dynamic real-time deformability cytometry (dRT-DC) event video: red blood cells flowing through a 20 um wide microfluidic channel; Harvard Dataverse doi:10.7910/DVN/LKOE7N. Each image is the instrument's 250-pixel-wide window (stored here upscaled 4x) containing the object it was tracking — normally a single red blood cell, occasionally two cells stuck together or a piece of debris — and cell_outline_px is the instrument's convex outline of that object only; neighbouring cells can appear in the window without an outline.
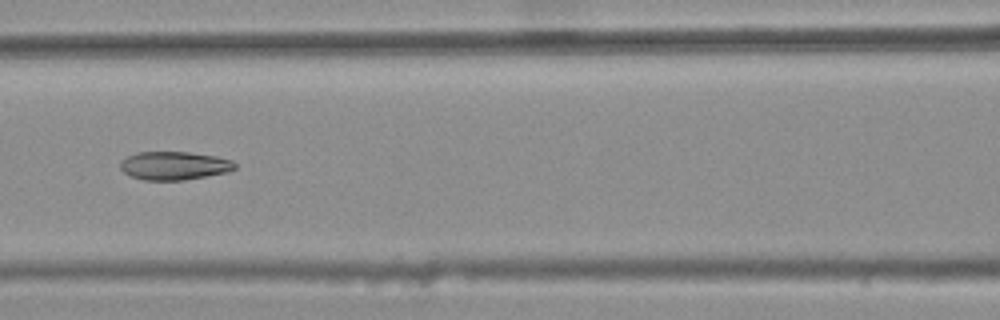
{"species": "common noctule bat (a hibernating species)", "species_latin": "Nyctalus noctula", "temperature_condition": "warm", "stored_images_in_passage": 7, "camera_frame_rate_fps": 3000, "um_per_image_px": 0.085, "animal": {"sex": "female", "body_mass_g": 25.1}, "frame": {"image": 1, "passage_image": 7, "time_ms": 2.0, "image_size_px": [1000, 320], "cell_outline_px": [[236, 168], [228, 172], [184, 180], [144, 180], [132, 176], [124, 172], [120, 168], [120, 160], [136, 152], [188, 152], [216, 156], [232, 160], [236, 164]], "centroid_in_image_um": [14.81, 14.08], "position_along_channel_um": 151.8, "area_um2": 18.96}}